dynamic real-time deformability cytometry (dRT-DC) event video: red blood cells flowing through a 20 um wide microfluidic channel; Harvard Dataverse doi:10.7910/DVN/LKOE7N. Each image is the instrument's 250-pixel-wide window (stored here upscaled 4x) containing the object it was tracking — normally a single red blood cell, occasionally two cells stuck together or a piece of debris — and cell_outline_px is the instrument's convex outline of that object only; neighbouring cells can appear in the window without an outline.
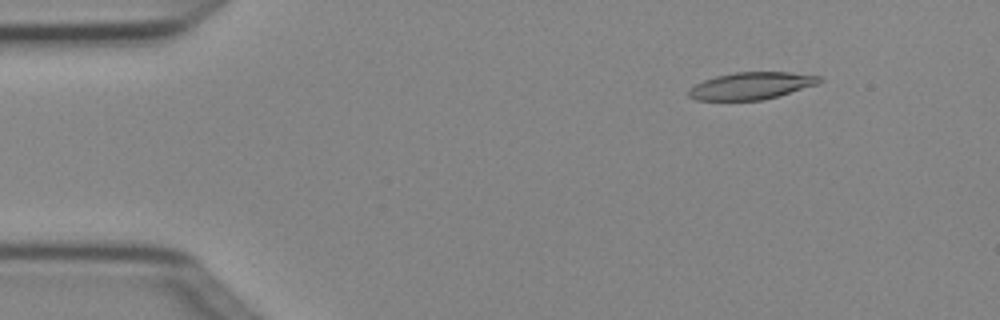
{"species": "Egyptian fruit bat (a non-hibernating species)", "species_latin": "Rousettus aegyptiacus", "temperature_condition": "cold", "stored_images_in_passage": 4, "camera_frame_rate_fps": 3000, "um_per_image_px": 0.085, "animal": {"sex": "female"}, "frame": {"image": 1, "passage_image": 2, "time_ms": 0.333, "image_size_px": [1000, 320], "cell_outline_px": [[824, 80], [820, 84], [776, 96], [760, 100], [696, 100], [688, 96], [688, 88], [704, 80], [716, 76], [736, 72], [792, 72], [820, 76]], "centroid_in_image_um": [63.88, 7.28], "position_along_channel_um": 21.1, "area_um2": 20.69}}